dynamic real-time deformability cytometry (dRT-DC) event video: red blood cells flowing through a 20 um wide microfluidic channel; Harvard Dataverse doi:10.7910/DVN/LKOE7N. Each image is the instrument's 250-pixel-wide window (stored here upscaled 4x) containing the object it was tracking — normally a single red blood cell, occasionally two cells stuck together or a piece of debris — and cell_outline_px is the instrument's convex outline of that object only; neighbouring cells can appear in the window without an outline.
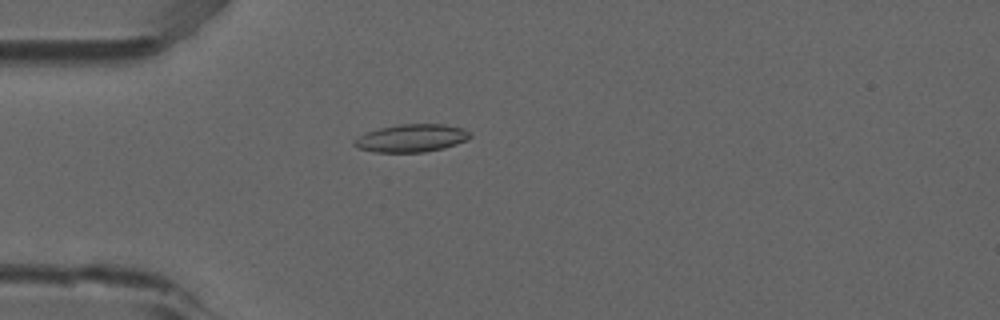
{"species": "common noctule bat (a hibernating species)", "species_latin": "Nyctalus noctula", "temperature_condition": "room temperature", "stored_images_in_passage": 2, "camera_frame_rate_fps": 3000, "um_per_image_px": 0.085, "animal": {"sex": "male", "forearm_length_mm": 52.5}, "frame": {"image": 1, "passage_image": 2, "time_ms": 0.333, "image_size_px": [1000, 320], "cell_outline_px": [[472, 136], [468, 140], [444, 148], [424, 152], [372, 152], [356, 148], [352, 144], [352, 140], [364, 132], [380, 128], [400, 124], [444, 124], [464, 128], [472, 132]], "centroid_in_image_um": [34.96, 11.74], "position_along_channel_um": 50.0, "area_um2": 19.13}}